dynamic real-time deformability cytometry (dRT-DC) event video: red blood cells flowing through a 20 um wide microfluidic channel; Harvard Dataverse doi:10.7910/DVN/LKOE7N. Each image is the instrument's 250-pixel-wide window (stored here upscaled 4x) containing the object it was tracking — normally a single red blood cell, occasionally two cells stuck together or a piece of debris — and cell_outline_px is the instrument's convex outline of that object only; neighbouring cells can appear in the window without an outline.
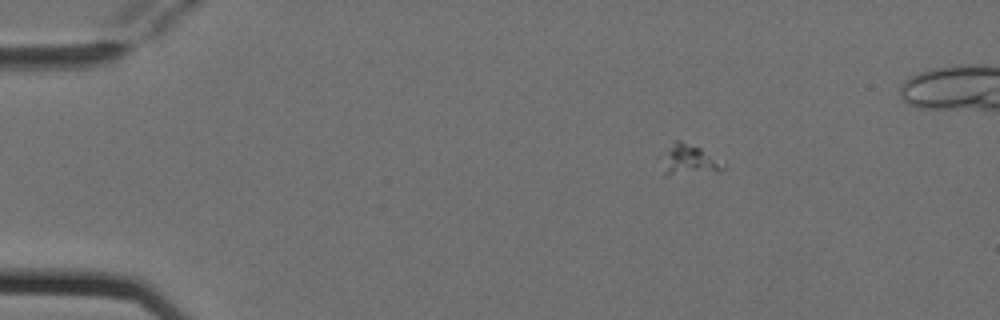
{"species": "Egyptian fruit bat (a non-hibernating species)", "species_latin": "Rousettus aegyptiacus", "temperature_condition": "cold", "stored_images_in_passage": 5, "camera_frame_rate_fps": 3000, "um_per_image_px": 0.085, "animal": {"sex": "female"}, "frame": {"image": 1, "passage_image": 3, "time_ms": 0.667, "image_size_px": [1000, 320], "cell_outline_px": [[724, 168], [720, 172], [668, 176], [664, 176], [656, 156], [676, 140], [680, 140], [700, 148], [724, 164]], "centroid_in_image_um": [58.4, 13.63], "position_along_channel_um": 26.6, "area_um2": 11.68}}